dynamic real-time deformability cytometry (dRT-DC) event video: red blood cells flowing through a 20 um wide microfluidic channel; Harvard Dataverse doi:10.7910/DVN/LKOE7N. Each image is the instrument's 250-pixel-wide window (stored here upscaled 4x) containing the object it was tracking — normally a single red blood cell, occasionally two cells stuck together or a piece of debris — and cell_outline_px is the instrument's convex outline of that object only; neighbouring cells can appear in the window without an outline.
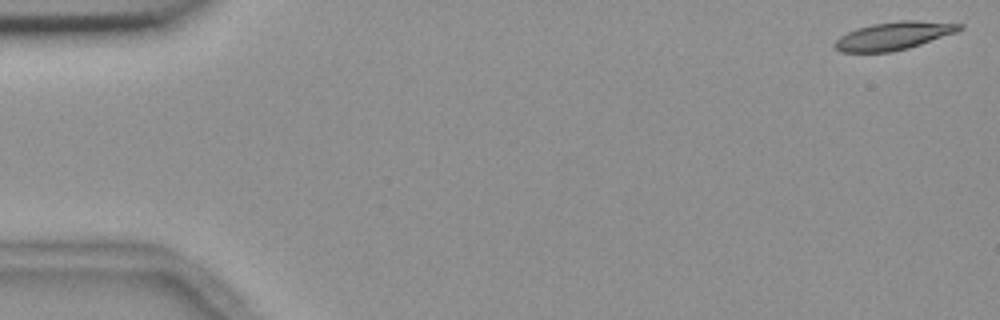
{"species": "common noctule bat (a hibernating species)", "species_latin": "Nyctalus noctula", "temperature_condition": "room temperature", "stored_images_in_passage": 55, "camera_frame_rate_fps": 3000, "um_per_image_px": 0.085, "animal": {"sex": "female", "body_mass_g": 18.4}, "frame": {"image": 1, "passage_image": 1, "time_ms": 0.0, "image_size_px": [1000, 320], "cell_outline_px": [[964, 28], [956, 32], [908, 48], [892, 52], [840, 52], [832, 44], [840, 36], [856, 28], [872, 24], [900, 20], [916, 20], [964, 24]], "centroid_in_image_um": [75.95, 3.04], "position_along_channel_um": 9.0, "area_um2": 20.29}}
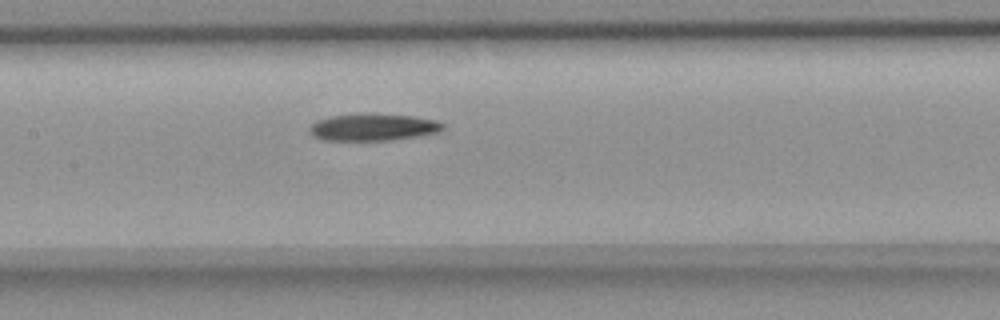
{"frame": {"image": 2, "passage_image": 26, "time_ms": 8.333, "image_size_px": [1000, 320], "cell_outline_px": [[444, 128], [440, 132], [420, 136], [392, 140], [324, 140], [316, 136], [308, 128], [316, 120], [332, 116], [364, 112], [368, 112], [416, 116], [436, 120], [444, 124]], "centroid_in_image_um": [31.78, 10.79], "position_along_channel_um": 175.6, "area_um2": 21.39}}
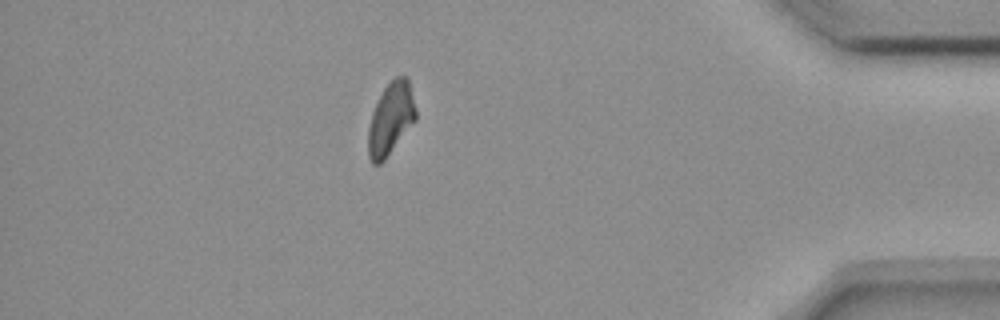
{"frame": {"image": 3, "passage_image": 48, "time_ms": 15.667, "image_size_px": [1000, 320], "cell_outline_px": [[416, 120], [384, 160], [380, 164], [372, 164], [368, 156], [368, 128], [372, 112], [384, 88], [396, 76], [408, 76], [416, 108]], "centroid_in_image_um": [33.22, 10.09], "position_along_channel_um": 402.0, "area_um2": 20.0}, "authors_computed_cell_mechanics": {"area_um2": 21.1548, "velocity_mm_per_s": 3.6667, "shape_relaxation_time_tau1_ms": 7.1533, "shape_relaxation_time_tau2_ms": null, "deformation_change_tau1": 0.1737, "deformation_change_tau2": null}}